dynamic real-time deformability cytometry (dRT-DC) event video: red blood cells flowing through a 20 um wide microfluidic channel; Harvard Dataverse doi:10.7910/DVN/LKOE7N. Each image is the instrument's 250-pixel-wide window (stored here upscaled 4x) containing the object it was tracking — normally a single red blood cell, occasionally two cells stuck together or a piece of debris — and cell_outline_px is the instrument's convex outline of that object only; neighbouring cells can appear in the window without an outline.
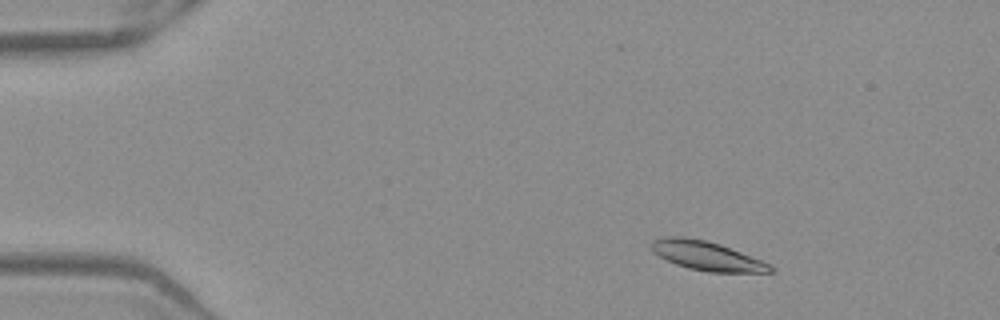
{"species": "Egyptian fruit bat (a non-hibernating species)", "species_latin": "Rousettus aegyptiacus", "temperature_condition": "warm", "stored_images_in_passage": 51, "camera_frame_rate_fps": 3000, "um_per_image_px": 0.085, "frame": {"image": 1, "passage_image": 6, "time_ms": 1.667, "image_size_px": [1000, 320], "cell_outline_px": [[776, 272], [708, 272], [688, 268], [676, 264], [652, 252], [648, 248], [652, 240], [664, 236], [684, 236], [704, 240], [720, 244], [760, 260], [776, 268]], "centroid_in_image_um": [60.02, 21.73], "position_along_channel_um": 25.0, "area_um2": 20.17}}
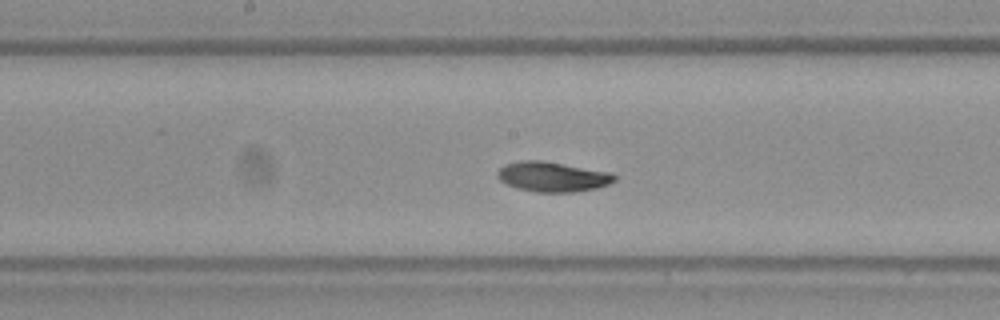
{"frame": {"image": 2, "passage_image": 26, "time_ms": 8.333, "image_size_px": [1000, 320], "cell_outline_px": [[616, 180], [608, 184], [596, 188], [572, 192], [536, 192], [516, 188], [500, 180], [496, 176], [496, 172], [504, 164], [520, 160], [540, 160], [612, 172], [616, 176]], "centroid_in_image_um": [46.95, 15.01], "position_along_channel_um": 201.3, "area_um2": 20.46}}
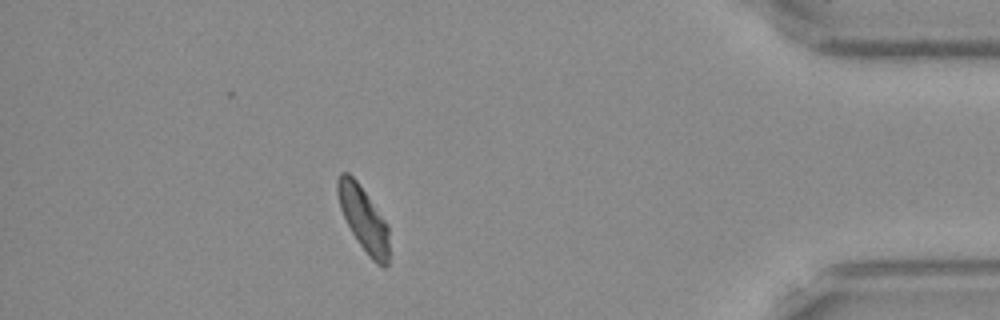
{"frame": {"image": 3, "passage_image": 45, "time_ms": 14.667, "image_size_px": [1000, 320], "cell_outline_px": [[388, 264], [384, 268], [376, 264], [368, 256], [352, 232], [340, 208], [336, 192], [336, 180], [340, 172], [348, 172], [360, 184], [388, 224]], "centroid_in_image_um": [30.89, 18.57], "position_along_channel_um": 404.3, "area_um2": 19.42}, "authors_computed_cell_mechanics": {"area_um2": 19.8832, "velocity_mm_per_s": 3.8828, "shape_relaxation_time_tau1_ms": 2.7583, "shape_relaxation_time_tau2_ms": 3.5608, "deformation_change_tau1": 0.1355, "deformation_change_tau2": 0.0804}}